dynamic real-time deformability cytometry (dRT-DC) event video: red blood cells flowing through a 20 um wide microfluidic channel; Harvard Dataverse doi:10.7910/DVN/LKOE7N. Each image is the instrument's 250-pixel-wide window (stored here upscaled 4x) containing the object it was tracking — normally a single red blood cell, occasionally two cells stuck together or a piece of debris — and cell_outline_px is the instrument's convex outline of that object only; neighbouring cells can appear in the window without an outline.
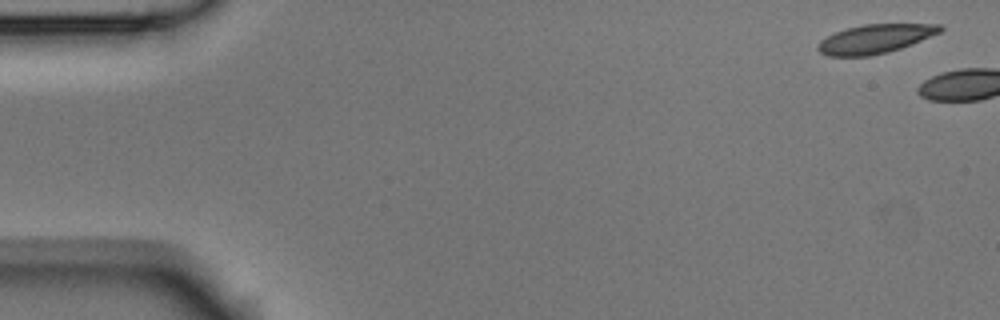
{"species": "Egyptian fruit bat (a non-hibernating species)", "species_latin": "Rousettus aegyptiacus", "temperature_condition": "room temperature", "stored_images_in_passage": 6, "camera_frame_rate_fps": 3000, "um_per_image_px": 0.085, "animal": {"sex": "male"}, "frame": {"image": 1, "passage_image": 1, "time_ms": 0.0, "image_size_px": [1000, 320], "cell_outline_px": [[944, 28], [940, 32], [900, 48], [888, 52], [868, 56], [828, 56], [820, 52], [816, 48], [816, 44], [820, 40], [836, 32], [848, 28], [864, 24], [940, 24]], "centroid_in_image_um": [74.34, 3.3], "position_along_channel_um": 10.7, "area_um2": 20.4}}